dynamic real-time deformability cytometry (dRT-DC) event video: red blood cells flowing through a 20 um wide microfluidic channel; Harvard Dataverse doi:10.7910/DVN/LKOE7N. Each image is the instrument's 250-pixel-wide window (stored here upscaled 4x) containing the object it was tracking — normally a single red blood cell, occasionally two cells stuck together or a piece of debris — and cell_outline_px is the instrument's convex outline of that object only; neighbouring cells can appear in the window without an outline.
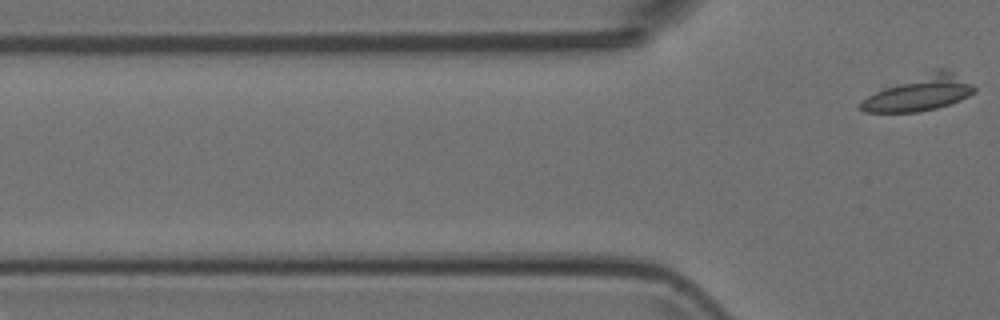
{"species": "Egyptian fruit bat (a non-hibernating species)", "species_latin": "Rousettus aegyptiacus", "temperature_condition": "room temperature", "stored_images_in_passage": 6, "segment_of_instrument_passage": [2, 2], "camera_frame_rate_fps": 3000, "um_per_image_px": 0.085, "animal": {"sex": "female"}, "frame": {"image": 1, "passage_image": 6, "time_ms": 1.667, "image_size_px": [1000, 320], "cell_outline_px": [[976, 92], [960, 100], [936, 108], [916, 112], [864, 112], [860, 108], [860, 100], [884, 88], [936, 68], [944, 68], [952, 72], [972, 84], [976, 88]], "centroid_in_image_um": [78.17, 7.92], "position_along_channel_um": 47.6, "area_um2": 22.95}}